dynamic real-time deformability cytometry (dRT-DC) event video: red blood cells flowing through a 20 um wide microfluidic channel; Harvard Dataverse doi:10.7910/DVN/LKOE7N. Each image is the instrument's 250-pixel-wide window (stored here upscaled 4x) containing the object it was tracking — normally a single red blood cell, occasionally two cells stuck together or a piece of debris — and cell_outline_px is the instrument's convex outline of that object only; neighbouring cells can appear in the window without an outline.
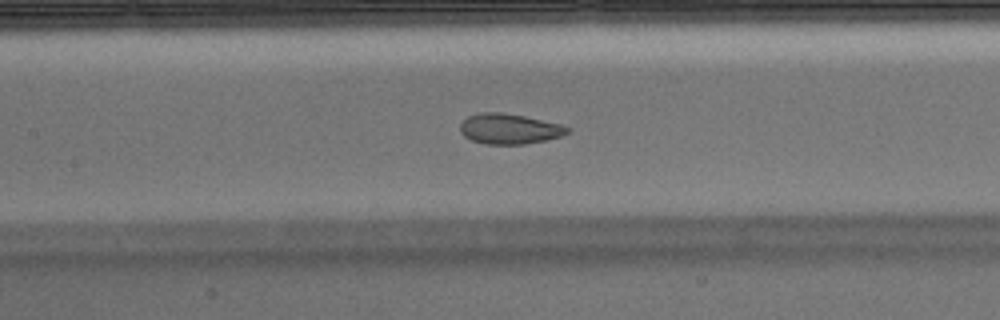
{"species": "Egyptian fruit bat (a non-hibernating species)", "species_latin": "Rousettus aegyptiacus", "temperature_condition": "warm", "stored_images_in_passage": 52, "camera_frame_rate_fps": 3000, "um_per_image_px": 0.085, "animal": {"sex": "male"}, "frame": {"image": 1, "passage_image": 23, "time_ms": 7.333, "image_size_px": [1000, 320], "cell_outline_px": [[572, 132], [548, 140], [524, 144], [484, 144], [472, 140], [464, 136], [460, 132], [460, 124], [468, 116], [480, 112], [504, 112], [524, 116], [560, 124], [572, 128]], "centroid_in_image_um": [43.32, 10.95], "position_along_channel_um": 164.1, "area_um2": 19.13}}
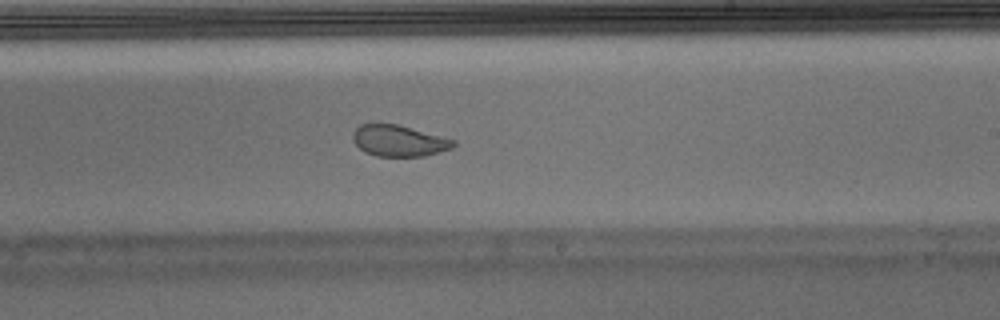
{"frame": {"image": 2, "passage_image": 30, "time_ms": 9.667, "image_size_px": [1000, 320], "cell_outline_px": [[456, 144], [452, 148], [424, 156], [376, 156], [364, 152], [352, 140], [352, 132], [360, 124], [376, 120], [396, 124], [456, 140]], "centroid_in_image_um": [33.83, 11.93], "position_along_channel_um": 255.2, "area_um2": 18.73}, "authors_computed_cell_mechanics": {"area_um2": 20.4612, "velocity_mm_per_s": 3.9176, "shape_relaxation_time_tau1_ms": null, "shape_relaxation_time_tau2_ms": 0.9507, "deformation_change_tau1": null, "deformation_change_tau2": 0.0626}}